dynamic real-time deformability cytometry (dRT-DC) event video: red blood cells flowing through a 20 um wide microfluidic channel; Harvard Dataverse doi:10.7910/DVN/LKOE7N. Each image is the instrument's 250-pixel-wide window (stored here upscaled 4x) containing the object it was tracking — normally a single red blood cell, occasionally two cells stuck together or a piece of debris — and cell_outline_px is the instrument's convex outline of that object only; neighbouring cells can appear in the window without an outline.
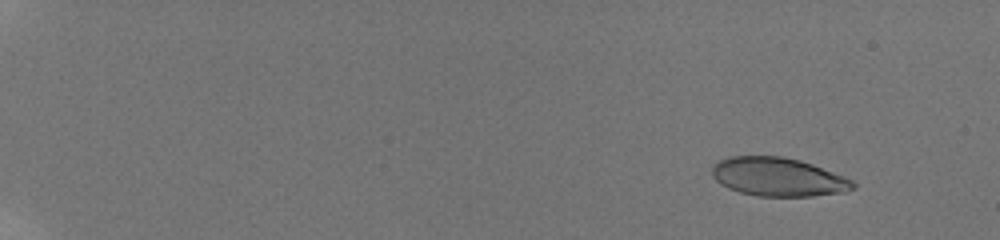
{"species": "human", "species_latin": "Homo sapiens", "temperature_condition": "room temperature", "stored_images_in_passage": 19, "camera_frame_rate_fps": 3000, "um_per_image_px": 0.085, "donor": {"sex": "male"}, "frame": {"image": 1, "passage_image": 3, "time_ms": 0.667, "image_size_px": [1000, 240], "cell_outline_px": [[856, 188], [844, 192], [812, 196], [756, 196], [740, 192], [728, 188], [720, 184], [712, 176], [712, 164], [728, 156], [780, 156], [800, 160], [812, 164], [852, 180], [856, 184]], "centroid_in_image_um": [66.11, 15.04], "position_along_channel_um": 18.9, "area_um2": 31.73}}
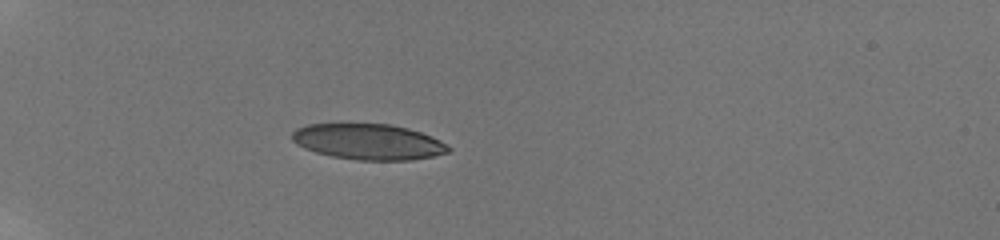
{"frame": {"image": 2, "passage_image": 14, "time_ms": 5.333, "image_size_px": [1000, 240], "cell_outline_px": [[452, 148], [448, 152], [432, 156], [412, 160], [356, 160], [332, 156], [316, 152], [304, 148], [296, 144], [292, 140], [292, 132], [296, 128], [308, 124], [392, 124], [408, 128], [432, 136], [440, 140]], "centroid_in_image_um": [31.31, 12.05], "position_along_channel_um": 53.7, "area_um2": 32.6}}
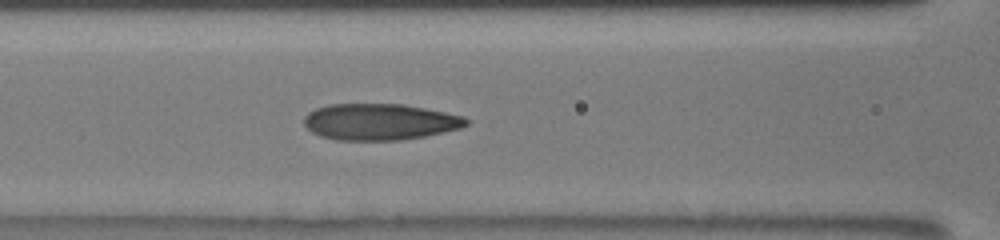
{"frame": {"image": 3, "passage_image": 19, "time_ms": 8.333, "image_size_px": [1000, 240], "cell_outline_px": [[468, 124], [460, 128], [444, 132], [424, 136], [400, 140], [336, 140], [320, 136], [312, 132], [304, 124], [304, 116], [308, 112], [316, 108], [328, 104], [404, 104], [464, 116], [468, 120]], "centroid_in_image_um": [32.26, 10.35], "position_along_channel_um": 134.3, "area_um2": 34.39}}